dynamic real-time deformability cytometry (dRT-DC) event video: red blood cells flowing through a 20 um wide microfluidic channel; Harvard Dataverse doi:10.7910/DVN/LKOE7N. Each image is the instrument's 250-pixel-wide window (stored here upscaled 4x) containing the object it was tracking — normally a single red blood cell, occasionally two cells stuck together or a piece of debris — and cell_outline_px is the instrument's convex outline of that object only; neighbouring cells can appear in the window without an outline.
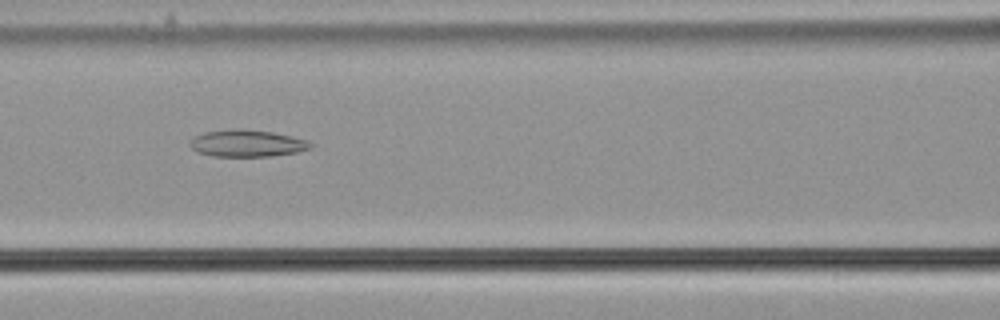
{"species": "common noctule bat (a hibernating species)", "species_latin": "Nyctalus noctula", "temperature_condition": "cold", "stored_images_in_passage": 56, "camera_frame_rate_fps": 3000, "um_per_image_px": 0.085, "animal": {"sex": "male", "body_mass_g": 21.5, "forearm_length_mm": 52.0}, "frame": {"image": 1, "passage_image": 25, "time_ms": 8.0, "image_size_px": [1000, 320], "cell_outline_px": [[312, 148], [296, 152], [272, 156], [212, 156], [196, 152], [188, 144], [188, 140], [192, 136], [204, 132], [272, 132], [292, 136], [308, 140], [312, 144]], "centroid_in_image_um": [20.99, 12.23], "position_along_channel_um": 145.6, "area_um2": 18.15}}
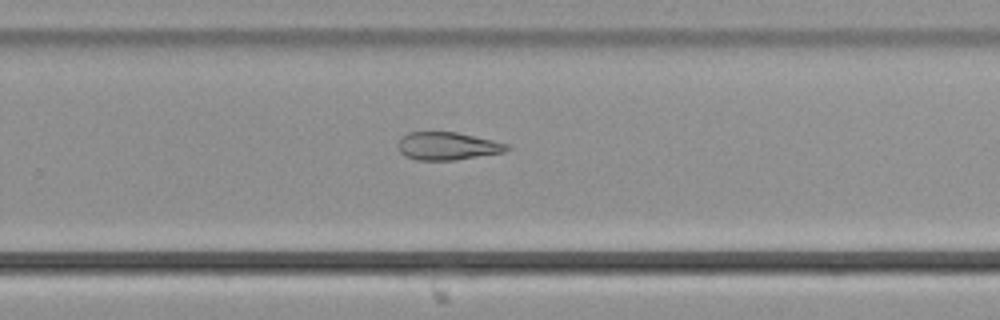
{"frame": {"image": 2, "passage_image": 37, "time_ms": 12.0, "image_size_px": [1000, 320], "cell_outline_px": [[512, 148], [504, 152], [456, 160], [416, 160], [404, 156], [400, 152], [400, 140], [408, 132], [456, 132], [492, 140], [508, 144]], "centroid_in_image_um": [38.07, 12.42], "position_along_channel_um": 291.7, "area_um2": 17.51}}
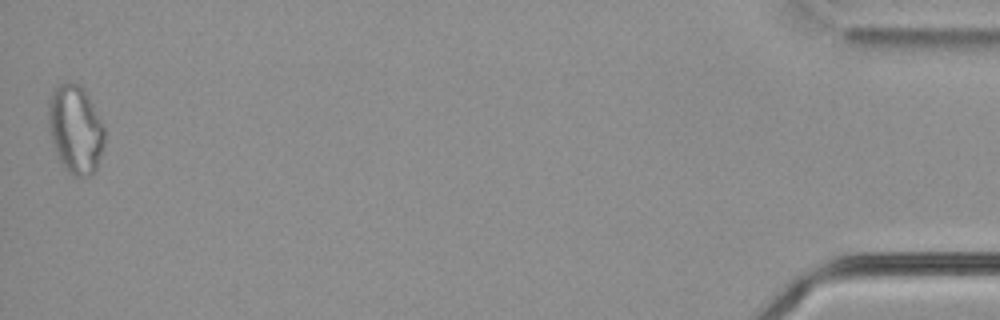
{"frame": {"image": 3, "passage_image": 56, "time_ms": 18.333, "image_size_px": [1000, 320], "cell_outline_px": [[104, 144], [96, 172], [88, 176], [76, 176], [68, 172], [60, 160], [56, 152], [52, 140], [48, 120], [48, 100], [52, 92], [60, 84], [72, 80], [80, 84], [84, 88], [104, 128]], "centroid_in_image_um": [6.41, 10.97], "position_along_channel_um": 428.8, "area_um2": 28.78}}